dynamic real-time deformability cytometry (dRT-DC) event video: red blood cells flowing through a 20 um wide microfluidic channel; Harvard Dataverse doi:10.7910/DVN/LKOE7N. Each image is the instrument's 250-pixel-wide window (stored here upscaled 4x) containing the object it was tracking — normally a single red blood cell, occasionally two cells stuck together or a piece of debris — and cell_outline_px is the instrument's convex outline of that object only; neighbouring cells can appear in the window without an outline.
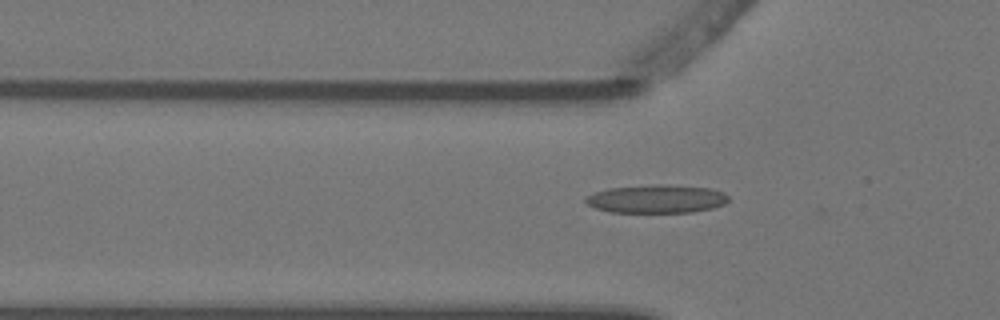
{"species": "Egyptian fruit bat (a non-hibernating species)", "species_latin": "Rousettus aegyptiacus", "temperature_condition": "warm", "stored_images_in_passage": 6, "camera_frame_rate_fps": 3000, "um_per_image_px": 0.085, "animal": {"sex": "female"}, "frame": {"image": 1, "passage_image": 6, "time_ms": 1.667, "image_size_px": [1000, 320], "cell_outline_px": [[728, 200], [724, 204], [712, 208], [692, 212], [612, 212], [596, 208], [588, 204], [584, 200], [584, 196], [592, 192], [608, 188], [652, 184], [668, 184], [712, 188], [724, 192], [728, 196]], "centroid_in_image_um": [55.79, 16.89], "position_along_channel_um": 70.0, "area_um2": 23.81}}